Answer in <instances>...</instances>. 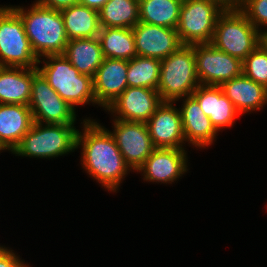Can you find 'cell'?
<instances>
[{"mask_svg": "<svg viewBox=\"0 0 267 267\" xmlns=\"http://www.w3.org/2000/svg\"><path fill=\"white\" fill-rule=\"evenodd\" d=\"M82 132L78 130L77 148L81 149V164L101 186L116 192L131 171L110 131L94 119H84Z\"/></svg>", "mask_w": 267, "mask_h": 267, "instance_id": "1", "label": "cell"}, {"mask_svg": "<svg viewBox=\"0 0 267 267\" xmlns=\"http://www.w3.org/2000/svg\"><path fill=\"white\" fill-rule=\"evenodd\" d=\"M11 7L21 17L31 48L38 59L47 55L63 54L68 44L63 17L59 10L41 7Z\"/></svg>", "mask_w": 267, "mask_h": 267, "instance_id": "2", "label": "cell"}, {"mask_svg": "<svg viewBox=\"0 0 267 267\" xmlns=\"http://www.w3.org/2000/svg\"><path fill=\"white\" fill-rule=\"evenodd\" d=\"M44 57L38 61L44 65L37 69L64 101L75 110L79 105L97 104L92 77L81 74L63 54Z\"/></svg>", "mask_w": 267, "mask_h": 267, "instance_id": "3", "label": "cell"}, {"mask_svg": "<svg viewBox=\"0 0 267 267\" xmlns=\"http://www.w3.org/2000/svg\"><path fill=\"white\" fill-rule=\"evenodd\" d=\"M78 129L74 124L33 122L12 153L30 158H55L77 149Z\"/></svg>", "mask_w": 267, "mask_h": 267, "instance_id": "4", "label": "cell"}, {"mask_svg": "<svg viewBox=\"0 0 267 267\" xmlns=\"http://www.w3.org/2000/svg\"><path fill=\"white\" fill-rule=\"evenodd\" d=\"M199 85L194 45H182L174 53L161 60L157 91L162 101L176 102L191 96Z\"/></svg>", "mask_w": 267, "mask_h": 267, "instance_id": "5", "label": "cell"}, {"mask_svg": "<svg viewBox=\"0 0 267 267\" xmlns=\"http://www.w3.org/2000/svg\"><path fill=\"white\" fill-rule=\"evenodd\" d=\"M261 42L262 32L240 9L224 10L217 18L211 41L216 49L243 61Z\"/></svg>", "mask_w": 267, "mask_h": 267, "instance_id": "6", "label": "cell"}, {"mask_svg": "<svg viewBox=\"0 0 267 267\" xmlns=\"http://www.w3.org/2000/svg\"><path fill=\"white\" fill-rule=\"evenodd\" d=\"M21 17L11 6L0 7V66L37 68Z\"/></svg>", "mask_w": 267, "mask_h": 267, "instance_id": "7", "label": "cell"}, {"mask_svg": "<svg viewBox=\"0 0 267 267\" xmlns=\"http://www.w3.org/2000/svg\"><path fill=\"white\" fill-rule=\"evenodd\" d=\"M224 9L210 0H183L176 28L182 45L211 43Z\"/></svg>", "mask_w": 267, "mask_h": 267, "instance_id": "8", "label": "cell"}, {"mask_svg": "<svg viewBox=\"0 0 267 267\" xmlns=\"http://www.w3.org/2000/svg\"><path fill=\"white\" fill-rule=\"evenodd\" d=\"M34 122L45 124H75V109L64 101L38 71L33 76L28 104Z\"/></svg>", "mask_w": 267, "mask_h": 267, "instance_id": "9", "label": "cell"}, {"mask_svg": "<svg viewBox=\"0 0 267 267\" xmlns=\"http://www.w3.org/2000/svg\"><path fill=\"white\" fill-rule=\"evenodd\" d=\"M194 56L200 85L220 86L242 75V60L216 49L211 43L195 44Z\"/></svg>", "mask_w": 267, "mask_h": 267, "instance_id": "10", "label": "cell"}, {"mask_svg": "<svg viewBox=\"0 0 267 267\" xmlns=\"http://www.w3.org/2000/svg\"><path fill=\"white\" fill-rule=\"evenodd\" d=\"M115 139L123 159L131 170L137 171L156 149L151 140L147 124L113 119Z\"/></svg>", "mask_w": 267, "mask_h": 267, "instance_id": "11", "label": "cell"}, {"mask_svg": "<svg viewBox=\"0 0 267 267\" xmlns=\"http://www.w3.org/2000/svg\"><path fill=\"white\" fill-rule=\"evenodd\" d=\"M163 101L159 92L144 87H127L105 110L114 119L146 123Z\"/></svg>", "mask_w": 267, "mask_h": 267, "instance_id": "12", "label": "cell"}, {"mask_svg": "<svg viewBox=\"0 0 267 267\" xmlns=\"http://www.w3.org/2000/svg\"><path fill=\"white\" fill-rule=\"evenodd\" d=\"M170 101H163L146 122L155 148L185 149L181 112Z\"/></svg>", "mask_w": 267, "mask_h": 267, "instance_id": "13", "label": "cell"}, {"mask_svg": "<svg viewBox=\"0 0 267 267\" xmlns=\"http://www.w3.org/2000/svg\"><path fill=\"white\" fill-rule=\"evenodd\" d=\"M132 31L137 56L163 60L182 46L173 28L138 22Z\"/></svg>", "mask_w": 267, "mask_h": 267, "instance_id": "14", "label": "cell"}, {"mask_svg": "<svg viewBox=\"0 0 267 267\" xmlns=\"http://www.w3.org/2000/svg\"><path fill=\"white\" fill-rule=\"evenodd\" d=\"M186 152L184 149L156 148L137 172H143L144 181L172 184L188 171Z\"/></svg>", "mask_w": 267, "mask_h": 267, "instance_id": "15", "label": "cell"}, {"mask_svg": "<svg viewBox=\"0 0 267 267\" xmlns=\"http://www.w3.org/2000/svg\"><path fill=\"white\" fill-rule=\"evenodd\" d=\"M127 70V60L104 58L93 77L98 106L105 110L128 87Z\"/></svg>", "mask_w": 267, "mask_h": 267, "instance_id": "16", "label": "cell"}, {"mask_svg": "<svg viewBox=\"0 0 267 267\" xmlns=\"http://www.w3.org/2000/svg\"><path fill=\"white\" fill-rule=\"evenodd\" d=\"M191 96L199 103L217 131L231 128L235 119L241 115L220 86L199 85Z\"/></svg>", "mask_w": 267, "mask_h": 267, "instance_id": "17", "label": "cell"}, {"mask_svg": "<svg viewBox=\"0 0 267 267\" xmlns=\"http://www.w3.org/2000/svg\"><path fill=\"white\" fill-rule=\"evenodd\" d=\"M179 108L181 112L182 129L186 142L196 148L212 145L218 131L204 114L199 103L192 97H184Z\"/></svg>", "mask_w": 267, "mask_h": 267, "instance_id": "18", "label": "cell"}, {"mask_svg": "<svg viewBox=\"0 0 267 267\" xmlns=\"http://www.w3.org/2000/svg\"><path fill=\"white\" fill-rule=\"evenodd\" d=\"M220 87L241 115L259 111L267 104V88L243 74L223 82Z\"/></svg>", "mask_w": 267, "mask_h": 267, "instance_id": "19", "label": "cell"}, {"mask_svg": "<svg viewBox=\"0 0 267 267\" xmlns=\"http://www.w3.org/2000/svg\"><path fill=\"white\" fill-rule=\"evenodd\" d=\"M33 122L29 106L0 103V147L3 151L12 152Z\"/></svg>", "mask_w": 267, "mask_h": 267, "instance_id": "20", "label": "cell"}, {"mask_svg": "<svg viewBox=\"0 0 267 267\" xmlns=\"http://www.w3.org/2000/svg\"><path fill=\"white\" fill-rule=\"evenodd\" d=\"M37 68L0 66V103L27 105Z\"/></svg>", "mask_w": 267, "mask_h": 267, "instance_id": "21", "label": "cell"}, {"mask_svg": "<svg viewBox=\"0 0 267 267\" xmlns=\"http://www.w3.org/2000/svg\"><path fill=\"white\" fill-rule=\"evenodd\" d=\"M63 55L81 74L92 78L104 60L102 48L97 37L69 40Z\"/></svg>", "mask_w": 267, "mask_h": 267, "instance_id": "22", "label": "cell"}, {"mask_svg": "<svg viewBox=\"0 0 267 267\" xmlns=\"http://www.w3.org/2000/svg\"><path fill=\"white\" fill-rule=\"evenodd\" d=\"M69 40L98 37L99 11L83 4H76L60 11Z\"/></svg>", "mask_w": 267, "mask_h": 267, "instance_id": "23", "label": "cell"}, {"mask_svg": "<svg viewBox=\"0 0 267 267\" xmlns=\"http://www.w3.org/2000/svg\"><path fill=\"white\" fill-rule=\"evenodd\" d=\"M97 38L104 58L129 61L137 56L132 28L100 27Z\"/></svg>", "mask_w": 267, "mask_h": 267, "instance_id": "24", "label": "cell"}, {"mask_svg": "<svg viewBox=\"0 0 267 267\" xmlns=\"http://www.w3.org/2000/svg\"><path fill=\"white\" fill-rule=\"evenodd\" d=\"M183 0H139V22L176 29Z\"/></svg>", "mask_w": 267, "mask_h": 267, "instance_id": "25", "label": "cell"}, {"mask_svg": "<svg viewBox=\"0 0 267 267\" xmlns=\"http://www.w3.org/2000/svg\"><path fill=\"white\" fill-rule=\"evenodd\" d=\"M139 22V0H108L99 10L100 27L133 28Z\"/></svg>", "mask_w": 267, "mask_h": 267, "instance_id": "26", "label": "cell"}, {"mask_svg": "<svg viewBox=\"0 0 267 267\" xmlns=\"http://www.w3.org/2000/svg\"><path fill=\"white\" fill-rule=\"evenodd\" d=\"M161 60L135 56L128 61V87H144L157 90L160 79Z\"/></svg>", "mask_w": 267, "mask_h": 267, "instance_id": "27", "label": "cell"}, {"mask_svg": "<svg viewBox=\"0 0 267 267\" xmlns=\"http://www.w3.org/2000/svg\"><path fill=\"white\" fill-rule=\"evenodd\" d=\"M242 74L267 88V47L262 42L242 61Z\"/></svg>", "mask_w": 267, "mask_h": 267, "instance_id": "28", "label": "cell"}, {"mask_svg": "<svg viewBox=\"0 0 267 267\" xmlns=\"http://www.w3.org/2000/svg\"><path fill=\"white\" fill-rule=\"evenodd\" d=\"M240 10L258 31L267 27V0H243Z\"/></svg>", "mask_w": 267, "mask_h": 267, "instance_id": "29", "label": "cell"}, {"mask_svg": "<svg viewBox=\"0 0 267 267\" xmlns=\"http://www.w3.org/2000/svg\"><path fill=\"white\" fill-rule=\"evenodd\" d=\"M0 267H29L8 247L0 245Z\"/></svg>", "mask_w": 267, "mask_h": 267, "instance_id": "30", "label": "cell"}, {"mask_svg": "<svg viewBox=\"0 0 267 267\" xmlns=\"http://www.w3.org/2000/svg\"><path fill=\"white\" fill-rule=\"evenodd\" d=\"M35 4L53 10H59L79 4V0H36Z\"/></svg>", "mask_w": 267, "mask_h": 267, "instance_id": "31", "label": "cell"}, {"mask_svg": "<svg viewBox=\"0 0 267 267\" xmlns=\"http://www.w3.org/2000/svg\"><path fill=\"white\" fill-rule=\"evenodd\" d=\"M217 3L224 10L240 9L243 0H210Z\"/></svg>", "mask_w": 267, "mask_h": 267, "instance_id": "32", "label": "cell"}, {"mask_svg": "<svg viewBox=\"0 0 267 267\" xmlns=\"http://www.w3.org/2000/svg\"><path fill=\"white\" fill-rule=\"evenodd\" d=\"M108 0H79L80 4H83L89 8L99 11Z\"/></svg>", "mask_w": 267, "mask_h": 267, "instance_id": "33", "label": "cell"}, {"mask_svg": "<svg viewBox=\"0 0 267 267\" xmlns=\"http://www.w3.org/2000/svg\"><path fill=\"white\" fill-rule=\"evenodd\" d=\"M262 43L267 47V29L262 32Z\"/></svg>", "mask_w": 267, "mask_h": 267, "instance_id": "34", "label": "cell"}]
</instances>
